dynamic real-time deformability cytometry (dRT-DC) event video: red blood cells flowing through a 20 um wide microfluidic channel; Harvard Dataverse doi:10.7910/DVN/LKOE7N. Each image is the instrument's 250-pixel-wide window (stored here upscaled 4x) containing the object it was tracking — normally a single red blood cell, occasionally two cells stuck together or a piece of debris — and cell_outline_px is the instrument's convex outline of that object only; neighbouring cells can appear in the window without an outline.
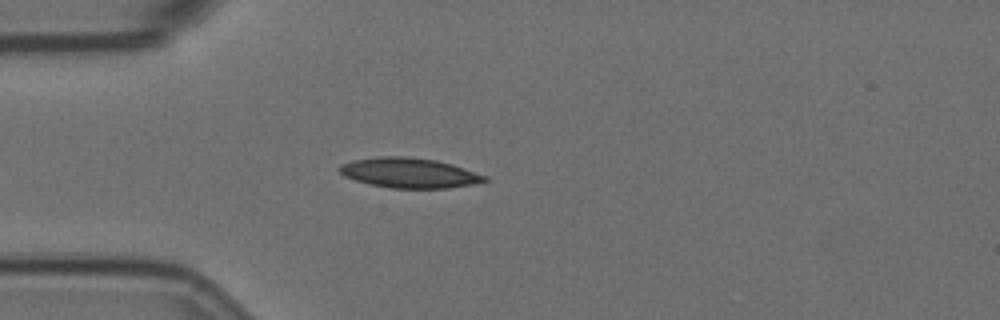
{"species": "Egyptian fruit bat (a non-hibernating species)", "species_latin": "Rousettus aegyptiacus", "temperature_condition": "room temperature", "stored_images_in_passage": 3, "camera_frame_rate_fps": 3000, "um_per_image_px": 0.085, "animal": {"sex": "female"}, "frame": {"image": 1, "passage_image": 2, "time_ms": 0.333, "image_size_px": [1000, 320], "cell_outline_px": [[488, 180], [472, 184], [448, 188], [392, 188], [372, 184], [356, 180], [344, 176], [340, 172], [340, 164], [352, 160], [376, 156], [408, 156], [436, 160], [452, 164], [488, 176]], "centroid_in_image_um": [34.79, 14.68], "position_along_channel_um": 50.2, "area_um2": 25.32}}